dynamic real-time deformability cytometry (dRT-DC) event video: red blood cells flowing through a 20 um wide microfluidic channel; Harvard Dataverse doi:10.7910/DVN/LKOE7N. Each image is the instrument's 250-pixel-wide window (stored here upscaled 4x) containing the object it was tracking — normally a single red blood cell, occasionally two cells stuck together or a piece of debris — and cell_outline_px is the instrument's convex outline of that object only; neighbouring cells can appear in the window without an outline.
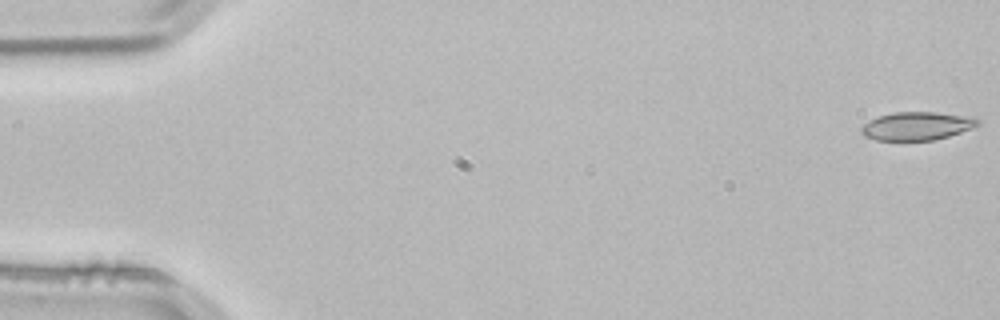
{"species": "common noctule bat (a hibernating species)", "species_latin": "Nyctalus noctula", "temperature_condition": "room temperature", "stored_images_in_passage": 12, "camera_frame_rate_fps": 3000, "um_per_image_px": 0.085, "animal": {"sex": "male", "body_mass_g": 21.5, "forearm_length_mm": 52.0}, "frame": {"image": 1, "passage_image": 1, "time_ms": 0.0, "image_size_px": [1000, 320], "cell_outline_px": [[980, 124], [972, 128], [948, 136], [932, 140], [876, 140], [864, 136], [860, 132], [860, 128], [864, 124], [880, 116], [892, 112], [936, 112], [960, 116], [980, 120]], "centroid_in_image_um": [77.88, 10.72], "position_along_channel_um": 7.1, "area_um2": 18.79}}